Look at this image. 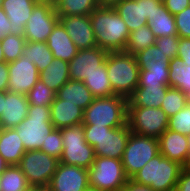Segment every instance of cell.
<instances>
[{"label":"cell","instance_id":"obj_1","mask_svg":"<svg viewBox=\"0 0 190 191\" xmlns=\"http://www.w3.org/2000/svg\"><path fill=\"white\" fill-rule=\"evenodd\" d=\"M89 16L99 48L108 52L125 51L130 32L114 7L98 6Z\"/></svg>","mask_w":190,"mask_h":191},{"label":"cell","instance_id":"obj_2","mask_svg":"<svg viewBox=\"0 0 190 191\" xmlns=\"http://www.w3.org/2000/svg\"><path fill=\"white\" fill-rule=\"evenodd\" d=\"M183 166L161 153L146 163L131 180L154 191H175Z\"/></svg>","mask_w":190,"mask_h":191},{"label":"cell","instance_id":"obj_3","mask_svg":"<svg viewBox=\"0 0 190 191\" xmlns=\"http://www.w3.org/2000/svg\"><path fill=\"white\" fill-rule=\"evenodd\" d=\"M106 68L113 92L128 98L138 87L140 68L135 55L125 51L109 52Z\"/></svg>","mask_w":190,"mask_h":191},{"label":"cell","instance_id":"obj_4","mask_svg":"<svg viewBox=\"0 0 190 191\" xmlns=\"http://www.w3.org/2000/svg\"><path fill=\"white\" fill-rule=\"evenodd\" d=\"M128 100L121 95L94 98L84 110L83 125L123 127L127 125Z\"/></svg>","mask_w":190,"mask_h":191},{"label":"cell","instance_id":"obj_5","mask_svg":"<svg viewBox=\"0 0 190 191\" xmlns=\"http://www.w3.org/2000/svg\"><path fill=\"white\" fill-rule=\"evenodd\" d=\"M55 127L51 123L50 106H29L27 117L14 128L26 151L40 150L47 135Z\"/></svg>","mask_w":190,"mask_h":191},{"label":"cell","instance_id":"obj_6","mask_svg":"<svg viewBox=\"0 0 190 191\" xmlns=\"http://www.w3.org/2000/svg\"><path fill=\"white\" fill-rule=\"evenodd\" d=\"M90 188L98 191H122L129 180L121 159L95 156L88 169Z\"/></svg>","mask_w":190,"mask_h":191},{"label":"cell","instance_id":"obj_7","mask_svg":"<svg viewBox=\"0 0 190 191\" xmlns=\"http://www.w3.org/2000/svg\"><path fill=\"white\" fill-rule=\"evenodd\" d=\"M63 153L59 162L89 169L95 160L94 148L84 135L83 124L61 128Z\"/></svg>","mask_w":190,"mask_h":191},{"label":"cell","instance_id":"obj_8","mask_svg":"<svg viewBox=\"0 0 190 191\" xmlns=\"http://www.w3.org/2000/svg\"><path fill=\"white\" fill-rule=\"evenodd\" d=\"M158 154L159 142L157 138L140 136L131 132L121 159L126 176L131 179Z\"/></svg>","mask_w":190,"mask_h":191},{"label":"cell","instance_id":"obj_9","mask_svg":"<svg viewBox=\"0 0 190 191\" xmlns=\"http://www.w3.org/2000/svg\"><path fill=\"white\" fill-rule=\"evenodd\" d=\"M59 160L40 150L26 151L18 163L32 188L48 187Z\"/></svg>","mask_w":190,"mask_h":191},{"label":"cell","instance_id":"obj_10","mask_svg":"<svg viewBox=\"0 0 190 191\" xmlns=\"http://www.w3.org/2000/svg\"><path fill=\"white\" fill-rule=\"evenodd\" d=\"M169 117L161 108L128 107L127 124L132 133L159 138L168 126Z\"/></svg>","mask_w":190,"mask_h":191},{"label":"cell","instance_id":"obj_11","mask_svg":"<svg viewBox=\"0 0 190 191\" xmlns=\"http://www.w3.org/2000/svg\"><path fill=\"white\" fill-rule=\"evenodd\" d=\"M58 22L59 16L54 8L48 5L36 4L25 25L23 36L29 42H47L49 35Z\"/></svg>","mask_w":190,"mask_h":191},{"label":"cell","instance_id":"obj_12","mask_svg":"<svg viewBox=\"0 0 190 191\" xmlns=\"http://www.w3.org/2000/svg\"><path fill=\"white\" fill-rule=\"evenodd\" d=\"M160 4L157 0H121L114 9L126 23L129 32H132L148 25Z\"/></svg>","mask_w":190,"mask_h":191},{"label":"cell","instance_id":"obj_13","mask_svg":"<svg viewBox=\"0 0 190 191\" xmlns=\"http://www.w3.org/2000/svg\"><path fill=\"white\" fill-rule=\"evenodd\" d=\"M47 188L50 191H86L90 188L88 169L59 162Z\"/></svg>","mask_w":190,"mask_h":191},{"label":"cell","instance_id":"obj_14","mask_svg":"<svg viewBox=\"0 0 190 191\" xmlns=\"http://www.w3.org/2000/svg\"><path fill=\"white\" fill-rule=\"evenodd\" d=\"M9 92L27 95L32 87L39 80V71L34 63L25 56L19 57L17 60L8 63Z\"/></svg>","mask_w":190,"mask_h":191},{"label":"cell","instance_id":"obj_15","mask_svg":"<svg viewBox=\"0 0 190 191\" xmlns=\"http://www.w3.org/2000/svg\"><path fill=\"white\" fill-rule=\"evenodd\" d=\"M108 51L98 46L91 49L78 50L75 57L69 62L70 80L84 81L94 71L100 70L105 62Z\"/></svg>","mask_w":190,"mask_h":191},{"label":"cell","instance_id":"obj_16","mask_svg":"<svg viewBox=\"0 0 190 191\" xmlns=\"http://www.w3.org/2000/svg\"><path fill=\"white\" fill-rule=\"evenodd\" d=\"M59 22L78 50L91 49L97 46L89 15L59 16Z\"/></svg>","mask_w":190,"mask_h":191},{"label":"cell","instance_id":"obj_17","mask_svg":"<svg viewBox=\"0 0 190 191\" xmlns=\"http://www.w3.org/2000/svg\"><path fill=\"white\" fill-rule=\"evenodd\" d=\"M130 133L128 124L111 128L93 147L95 156L122 159Z\"/></svg>","mask_w":190,"mask_h":191},{"label":"cell","instance_id":"obj_18","mask_svg":"<svg viewBox=\"0 0 190 191\" xmlns=\"http://www.w3.org/2000/svg\"><path fill=\"white\" fill-rule=\"evenodd\" d=\"M27 95L3 92V112L0 116V124L3 129L16 128L28 113Z\"/></svg>","mask_w":190,"mask_h":191},{"label":"cell","instance_id":"obj_19","mask_svg":"<svg viewBox=\"0 0 190 191\" xmlns=\"http://www.w3.org/2000/svg\"><path fill=\"white\" fill-rule=\"evenodd\" d=\"M159 153L184 166L190 153L188 137L167 129L159 138Z\"/></svg>","mask_w":190,"mask_h":191},{"label":"cell","instance_id":"obj_20","mask_svg":"<svg viewBox=\"0 0 190 191\" xmlns=\"http://www.w3.org/2000/svg\"><path fill=\"white\" fill-rule=\"evenodd\" d=\"M36 5L34 0H3L1 8L11 23V34L24 35L25 25Z\"/></svg>","mask_w":190,"mask_h":191},{"label":"cell","instance_id":"obj_21","mask_svg":"<svg viewBox=\"0 0 190 191\" xmlns=\"http://www.w3.org/2000/svg\"><path fill=\"white\" fill-rule=\"evenodd\" d=\"M50 116L53 126L61 129L83 124L84 110L55 96L53 103L50 105Z\"/></svg>","mask_w":190,"mask_h":191},{"label":"cell","instance_id":"obj_22","mask_svg":"<svg viewBox=\"0 0 190 191\" xmlns=\"http://www.w3.org/2000/svg\"><path fill=\"white\" fill-rule=\"evenodd\" d=\"M47 45L54 58L68 63L78 52V48L60 22L55 25L53 31L49 35Z\"/></svg>","mask_w":190,"mask_h":191},{"label":"cell","instance_id":"obj_23","mask_svg":"<svg viewBox=\"0 0 190 191\" xmlns=\"http://www.w3.org/2000/svg\"><path fill=\"white\" fill-rule=\"evenodd\" d=\"M26 152L23 141L14 128L3 129L0 136V156L11 165H18Z\"/></svg>","mask_w":190,"mask_h":191},{"label":"cell","instance_id":"obj_24","mask_svg":"<svg viewBox=\"0 0 190 191\" xmlns=\"http://www.w3.org/2000/svg\"><path fill=\"white\" fill-rule=\"evenodd\" d=\"M170 86L137 87L127 98L128 107L161 108L167 89Z\"/></svg>","mask_w":190,"mask_h":191},{"label":"cell","instance_id":"obj_25","mask_svg":"<svg viewBox=\"0 0 190 191\" xmlns=\"http://www.w3.org/2000/svg\"><path fill=\"white\" fill-rule=\"evenodd\" d=\"M56 96L85 110L94 100V96L82 81L69 80L57 91Z\"/></svg>","mask_w":190,"mask_h":191},{"label":"cell","instance_id":"obj_26","mask_svg":"<svg viewBox=\"0 0 190 191\" xmlns=\"http://www.w3.org/2000/svg\"><path fill=\"white\" fill-rule=\"evenodd\" d=\"M39 79L55 93L70 80L69 63L54 58L53 62L39 73Z\"/></svg>","mask_w":190,"mask_h":191},{"label":"cell","instance_id":"obj_27","mask_svg":"<svg viewBox=\"0 0 190 191\" xmlns=\"http://www.w3.org/2000/svg\"><path fill=\"white\" fill-rule=\"evenodd\" d=\"M148 26L156 38L177 35L175 16L165 8L163 3L156 7L152 21L148 23Z\"/></svg>","mask_w":190,"mask_h":191},{"label":"cell","instance_id":"obj_28","mask_svg":"<svg viewBox=\"0 0 190 191\" xmlns=\"http://www.w3.org/2000/svg\"><path fill=\"white\" fill-rule=\"evenodd\" d=\"M83 83L95 98L116 95L113 92L110 80L108 79L106 60L100 66V70L94 71L92 74L87 76Z\"/></svg>","mask_w":190,"mask_h":191},{"label":"cell","instance_id":"obj_29","mask_svg":"<svg viewBox=\"0 0 190 191\" xmlns=\"http://www.w3.org/2000/svg\"><path fill=\"white\" fill-rule=\"evenodd\" d=\"M23 56L35 64L41 72L53 62V54L48 48L47 42H29L24 47Z\"/></svg>","mask_w":190,"mask_h":191},{"label":"cell","instance_id":"obj_30","mask_svg":"<svg viewBox=\"0 0 190 191\" xmlns=\"http://www.w3.org/2000/svg\"><path fill=\"white\" fill-rule=\"evenodd\" d=\"M135 58L140 69L169 68L170 59L156 45L138 52Z\"/></svg>","mask_w":190,"mask_h":191},{"label":"cell","instance_id":"obj_31","mask_svg":"<svg viewBox=\"0 0 190 191\" xmlns=\"http://www.w3.org/2000/svg\"><path fill=\"white\" fill-rule=\"evenodd\" d=\"M169 86L184 93L190 92V66L185 65L179 57L169 61Z\"/></svg>","mask_w":190,"mask_h":191},{"label":"cell","instance_id":"obj_32","mask_svg":"<svg viewBox=\"0 0 190 191\" xmlns=\"http://www.w3.org/2000/svg\"><path fill=\"white\" fill-rule=\"evenodd\" d=\"M31 188L17 165L8 166L0 175L1 191H29Z\"/></svg>","mask_w":190,"mask_h":191},{"label":"cell","instance_id":"obj_33","mask_svg":"<svg viewBox=\"0 0 190 191\" xmlns=\"http://www.w3.org/2000/svg\"><path fill=\"white\" fill-rule=\"evenodd\" d=\"M156 36L148 25L141 26L129 33L125 52L135 55L138 52L155 45Z\"/></svg>","mask_w":190,"mask_h":191},{"label":"cell","instance_id":"obj_34","mask_svg":"<svg viewBox=\"0 0 190 191\" xmlns=\"http://www.w3.org/2000/svg\"><path fill=\"white\" fill-rule=\"evenodd\" d=\"M97 7V0H58L54 9L58 16H74L90 15Z\"/></svg>","mask_w":190,"mask_h":191},{"label":"cell","instance_id":"obj_35","mask_svg":"<svg viewBox=\"0 0 190 191\" xmlns=\"http://www.w3.org/2000/svg\"><path fill=\"white\" fill-rule=\"evenodd\" d=\"M26 39L23 35H5L1 38L0 44L4 53L5 62L9 63L17 60L23 55Z\"/></svg>","mask_w":190,"mask_h":191},{"label":"cell","instance_id":"obj_36","mask_svg":"<svg viewBox=\"0 0 190 191\" xmlns=\"http://www.w3.org/2000/svg\"><path fill=\"white\" fill-rule=\"evenodd\" d=\"M187 104V94L178 88L169 87L166 91L161 109L170 118Z\"/></svg>","mask_w":190,"mask_h":191},{"label":"cell","instance_id":"obj_37","mask_svg":"<svg viewBox=\"0 0 190 191\" xmlns=\"http://www.w3.org/2000/svg\"><path fill=\"white\" fill-rule=\"evenodd\" d=\"M169 86V68L140 69L138 87Z\"/></svg>","mask_w":190,"mask_h":191},{"label":"cell","instance_id":"obj_38","mask_svg":"<svg viewBox=\"0 0 190 191\" xmlns=\"http://www.w3.org/2000/svg\"><path fill=\"white\" fill-rule=\"evenodd\" d=\"M56 93L49 89L41 79L32 87L27 94L29 106H50Z\"/></svg>","mask_w":190,"mask_h":191},{"label":"cell","instance_id":"obj_39","mask_svg":"<svg viewBox=\"0 0 190 191\" xmlns=\"http://www.w3.org/2000/svg\"><path fill=\"white\" fill-rule=\"evenodd\" d=\"M167 129L183 135H190V104L169 118Z\"/></svg>","mask_w":190,"mask_h":191},{"label":"cell","instance_id":"obj_40","mask_svg":"<svg viewBox=\"0 0 190 191\" xmlns=\"http://www.w3.org/2000/svg\"><path fill=\"white\" fill-rule=\"evenodd\" d=\"M40 151L60 160L63 153L61 130L54 128L43 142Z\"/></svg>","mask_w":190,"mask_h":191},{"label":"cell","instance_id":"obj_41","mask_svg":"<svg viewBox=\"0 0 190 191\" xmlns=\"http://www.w3.org/2000/svg\"><path fill=\"white\" fill-rule=\"evenodd\" d=\"M155 45L160 48L165 55L171 60L177 57L179 47V36H163L156 38Z\"/></svg>","mask_w":190,"mask_h":191},{"label":"cell","instance_id":"obj_42","mask_svg":"<svg viewBox=\"0 0 190 191\" xmlns=\"http://www.w3.org/2000/svg\"><path fill=\"white\" fill-rule=\"evenodd\" d=\"M174 16L177 35L182 38H190V6Z\"/></svg>","mask_w":190,"mask_h":191},{"label":"cell","instance_id":"obj_43","mask_svg":"<svg viewBox=\"0 0 190 191\" xmlns=\"http://www.w3.org/2000/svg\"><path fill=\"white\" fill-rule=\"evenodd\" d=\"M83 127L85 140L92 147H94L100 138L111 129V127L96 125H83Z\"/></svg>","mask_w":190,"mask_h":191},{"label":"cell","instance_id":"obj_44","mask_svg":"<svg viewBox=\"0 0 190 191\" xmlns=\"http://www.w3.org/2000/svg\"><path fill=\"white\" fill-rule=\"evenodd\" d=\"M177 57L181 58L185 65L190 66V38L179 37Z\"/></svg>","mask_w":190,"mask_h":191},{"label":"cell","instance_id":"obj_45","mask_svg":"<svg viewBox=\"0 0 190 191\" xmlns=\"http://www.w3.org/2000/svg\"><path fill=\"white\" fill-rule=\"evenodd\" d=\"M163 4L172 15H176L190 6V0H164Z\"/></svg>","mask_w":190,"mask_h":191},{"label":"cell","instance_id":"obj_46","mask_svg":"<svg viewBox=\"0 0 190 191\" xmlns=\"http://www.w3.org/2000/svg\"><path fill=\"white\" fill-rule=\"evenodd\" d=\"M175 191H190V173L182 169Z\"/></svg>","mask_w":190,"mask_h":191},{"label":"cell","instance_id":"obj_47","mask_svg":"<svg viewBox=\"0 0 190 191\" xmlns=\"http://www.w3.org/2000/svg\"><path fill=\"white\" fill-rule=\"evenodd\" d=\"M9 69L8 63H0V91L6 92L8 90Z\"/></svg>","mask_w":190,"mask_h":191},{"label":"cell","instance_id":"obj_48","mask_svg":"<svg viewBox=\"0 0 190 191\" xmlns=\"http://www.w3.org/2000/svg\"><path fill=\"white\" fill-rule=\"evenodd\" d=\"M10 27H11V23L9 22L6 13L0 7V40L5 35L11 34Z\"/></svg>","mask_w":190,"mask_h":191},{"label":"cell","instance_id":"obj_49","mask_svg":"<svg viewBox=\"0 0 190 191\" xmlns=\"http://www.w3.org/2000/svg\"><path fill=\"white\" fill-rule=\"evenodd\" d=\"M122 191H154V190L148 186L137 184L133 182L131 179H129L122 188Z\"/></svg>","mask_w":190,"mask_h":191},{"label":"cell","instance_id":"obj_50","mask_svg":"<svg viewBox=\"0 0 190 191\" xmlns=\"http://www.w3.org/2000/svg\"><path fill=\"white\" fill-rule=\"evenodd\" d=\"M121 0H97L99 7H114Z\"/></svg>","mask_w":190,"mask_h":191},{"label":"cell","instance_id":"obj_51","mask_svg":"<svg viewBox=\"0 0 190 191\" xmlns=\"http://www.w3.org/2000/svg\"><path fill=\"white\" fill-rule=\"evenodd\" d=\"M36 4L48 5L52 8H55L58 0H34Z\"/></svg>","mask_w":190,"mask_h":191},{"label":"cell","instance_id":"obj_52","mask_svg":"<svg viewBox=\"0 0 190 191\" xmlns=\"http://www.w3.org/2000/svg\"><path fill=\"white\" fill-rule=\"evenodd\" d=\"M9 165L5 162L2 156H0V175Z\"/></svg>","mask_w":190,"mask_h":191},{"label":"cell","instance_id":"obj_53","mask_svg":"<svg viewBox=\"0 0 190 191\" xmlns=\"http://www.w3.org/2000/svg\"><path fill=\"white\" fill-rule=\"evenodd\" d=\"M183 169H184L186 172L190 173V155H189V157H188V159H187L185 165L183 166Z\"/></svg>","mask_w":190,"mask_h":191},{"label":"cell","instance_id":"obj_54","mask_svg":"<svg viewBox=\"0 0 190 191\" xmlns=\"http://www.w3.org/2000/svg\"><path fill=\"white\" fill-rule=\"evenodd\" d=\"M3 112V92L0 91V116Z\"/></svg>","mask_w":190,"mask_h":191},{"label":"cell","instance_id":"obj_55","mask_svg":"<svg viewBox=\"0 0 190 191\" xmlns=\"http://www.w3.org/2000/svg\"><path fill=\"white\" fill-rule=\"evenodd\" d=\"M29 191H50L47 187L31 188Z\"/></svg>","mask_w":190,"mask_h":191},{"label":"cell","instance_id":"obj_56","mask_svg":"<svg viewBox=\"0 0 190 191\" xmlns=\"http://www.w3.org/2000/svg\"><path fill=\"white\" fill-rule=\"evenodd\" d=\"M2 62H5V60H4V53H3V50H2V47L0 44V63H2Z\"/></svg>","mask_w":190,"mask_h":191},{"label":"cell","instance_id":"obj_57","mask_svg":"<svg viewBox=\"0 0 190 191\" xmlns=\"http://www.w3.org/2000/svg\"><path fill=\"white\" fill-rule=\"evenodd\" d=\"M186 94H187V103L190 104V92H188Z\"/></svg>","mask_w":190,"mask_h":191},{"label":"cell","instance_id":"obj_58","mask_svg":"<svg viewBox=\"0 0 190 191\" xmlns=\"http://www.w3.org/2000/svg\"><path fill=\"white\" fill-rule=\"evenodd\" d=\"M187 137H188V146H189V153H190V135H188Z\"/></svg>","mask_w":190,"mask_h":191},{"label":"cell","instance_id":"obj_59","mask_svg":"<svg viewBox=\"0 0 190 191\" xmlns=\"http://www.w3.org/2000/svg\"><path fill=\"white\" fill-rule=\"evenodd\" d=\"M86 191H98V190L93 189V188H88Z\"/></svg>","mask_w":190,"mask_h":191},{"label":"cell","instance_id":"obj_60","mask_svg":"<svg viewBox=\"0 0 190 191\" xmlns=\"http://www.w3.org/2000/svg\"><path fill=\"white\" fill-rule=\"evenodd\" d=\"M2 131H3V127H2V125L0 124V136H1Z\"/></svg>","mask_w":190,"mask_h":191}]
</instances>
